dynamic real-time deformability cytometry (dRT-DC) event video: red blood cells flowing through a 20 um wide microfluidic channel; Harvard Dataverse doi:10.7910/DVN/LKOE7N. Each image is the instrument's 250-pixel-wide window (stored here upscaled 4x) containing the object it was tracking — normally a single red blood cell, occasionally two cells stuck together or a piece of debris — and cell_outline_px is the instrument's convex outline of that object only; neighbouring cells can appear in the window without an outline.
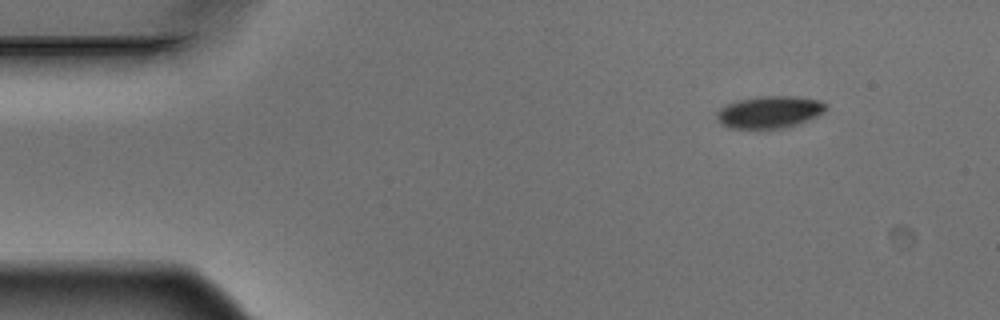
{"species": "Egyptian fruit bat (a non-hibernating species)", "species_latin": "Rousettus aegyptiacus", "temperature_condition": "warm", "stored_images_in_passage": 7, "camera_frame_rate_fps": 3000, "um_per_image_px": 0.085, "animal": {"sex": "male"}, "frame": {"image": 1, "passage_image": 1, "time_ms": 0.0, "image_size_px": [1000, 320], "cell_outline_px": [[828, 108], [824, 112], [808, 120], [784, 128], [728, 128], [720, 124], [716, 120], [716, 112], [720, 108], [728, 104], [740, 100], [760, 96], [796, 96], [820, 100], [828, 104]], "centroid_in_image_um": [65.41, 9.52], "position_along_channel_um": 19.6, "area_um2": 20.52}}
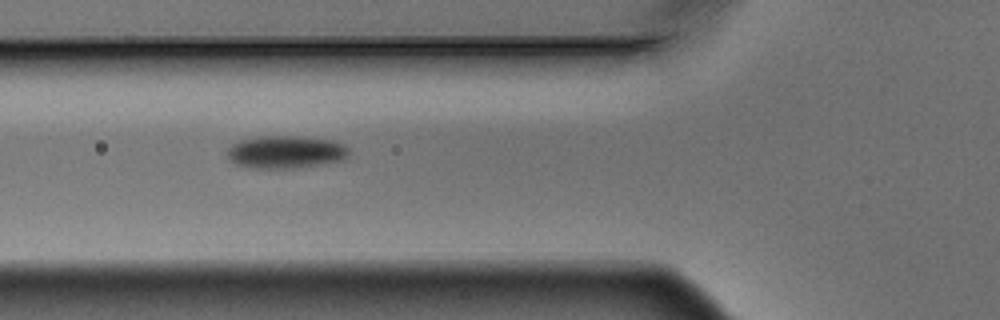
{"frame": {"image": 2, "passage_image": 5, "time_ms": 1.333, "image_size_px": [1000, 320], "cell_outline_px": [[348, 156], [340, 160], [320, 164], [292, 168], [248, 168], [236, 164], [228, 160], [228, 148], [232, 144], [240, 140], [256, 136], [300, 136], [332, 140], [344, 144], [348, 148]], "centroid_in_image_um": [24.24, 12.91], "position_along_channel_um": 101.6, "area_um2": 23.24}}
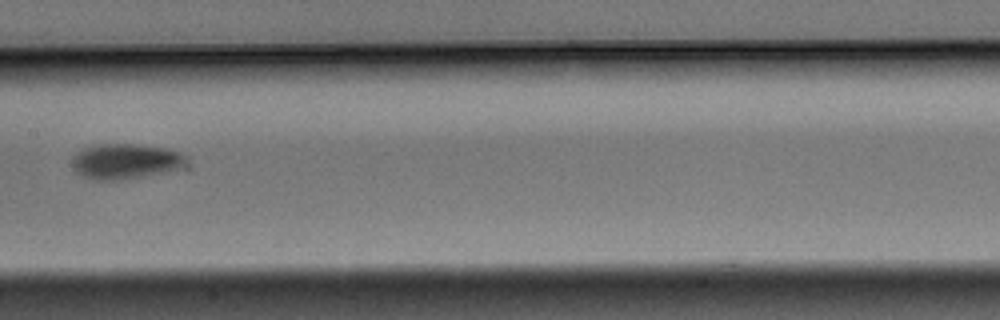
{"frame": {"image": 3, "passage_image": 7, "time_ms": 2.0, "image_size_px": [1000, 320], "cell_outline_px": [[184, 156], [180, 168], [120, 180], [96, 180], [80, 176], [76, 172], [76, 152], [80, 148], [92, 144], [136, 144], [164, 148], [180, 152]], "centroid_in_image_um": [10.59, 13.69], "position_along_channel_um": 196.8, "area_um2": 22.83}}